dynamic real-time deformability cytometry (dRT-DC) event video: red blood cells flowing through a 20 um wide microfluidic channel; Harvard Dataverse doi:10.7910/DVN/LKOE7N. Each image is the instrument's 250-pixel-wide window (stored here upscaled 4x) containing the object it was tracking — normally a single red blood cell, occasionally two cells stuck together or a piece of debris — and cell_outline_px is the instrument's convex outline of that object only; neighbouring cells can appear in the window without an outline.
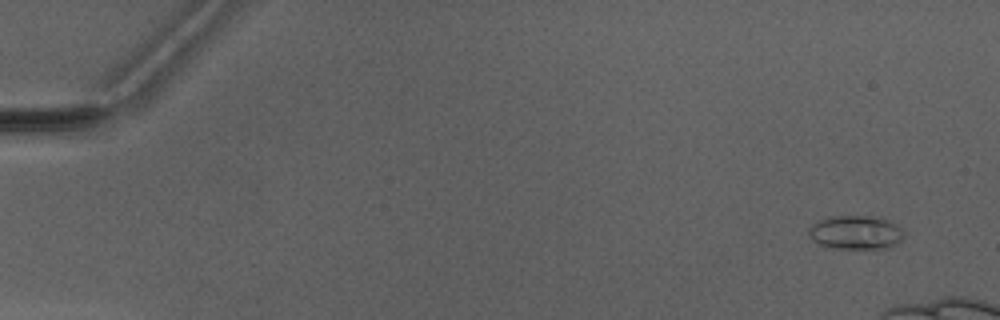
{"species": "Egyptian fruit bat (a non-hibernating species)", "species_latin": "Rousettus aegyptiacus", "temperature_condition": "warm", "stored_images_in_passage": 5, "camera_frame_rate_fps": 3000, "um_per_image_px": 0.085, "animal": {"sex": "male"}, "frame": {"image": 1, "passage_image": 1, "time_ms": 0.0, "image_size_px": [1000, 320], "cell_outline_px": [[904, 236], [896, 244], [888, 248], [876, 252], [832, 248], [820, 244], [812, 240], [808, 236], [808, 228], [812, 224], [828, 216], [884, 216], [900, 228], [904, 232]], "centroid_in_image_um": [72.77, 19.8], "position_along_channel_um": 12.2, "area_um2": 19.77}}